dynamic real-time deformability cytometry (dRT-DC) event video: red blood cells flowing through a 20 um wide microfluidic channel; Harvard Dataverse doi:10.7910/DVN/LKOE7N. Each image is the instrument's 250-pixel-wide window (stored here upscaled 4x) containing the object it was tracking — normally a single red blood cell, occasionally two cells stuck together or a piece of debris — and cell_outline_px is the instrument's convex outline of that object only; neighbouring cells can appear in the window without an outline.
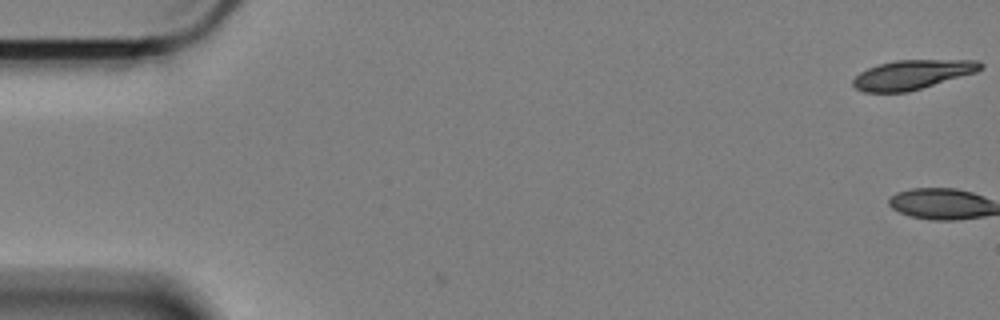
{"species": "Egyptian fruit bat (a non-hibernating species)", "species_latin": "Rousettus aegyptiacus", "temperature_condition": "cold", "stored_images_in_passage": 2, "camera_frame_rate_fps": 3000, "um_per_image_px": 0.085, "animal": {"sex": "female"}, "frame": {"image": 1, "passage_image": 2, "time_ms": 0.333, "image_size_px": [1000, 320], "cell_outline_px": [[984, 68], [976, 72], [908, 92], [864, 92], [856, 88], [852, 84], [852, 80], [860, 72], [868, 68], [880, 64], [896, 60], [976, 60], [984, 64]], "centroid_in_image_um": [77.55, 6.34], "position_along_channel_um": 7.4, "area_um2": 21.68}}